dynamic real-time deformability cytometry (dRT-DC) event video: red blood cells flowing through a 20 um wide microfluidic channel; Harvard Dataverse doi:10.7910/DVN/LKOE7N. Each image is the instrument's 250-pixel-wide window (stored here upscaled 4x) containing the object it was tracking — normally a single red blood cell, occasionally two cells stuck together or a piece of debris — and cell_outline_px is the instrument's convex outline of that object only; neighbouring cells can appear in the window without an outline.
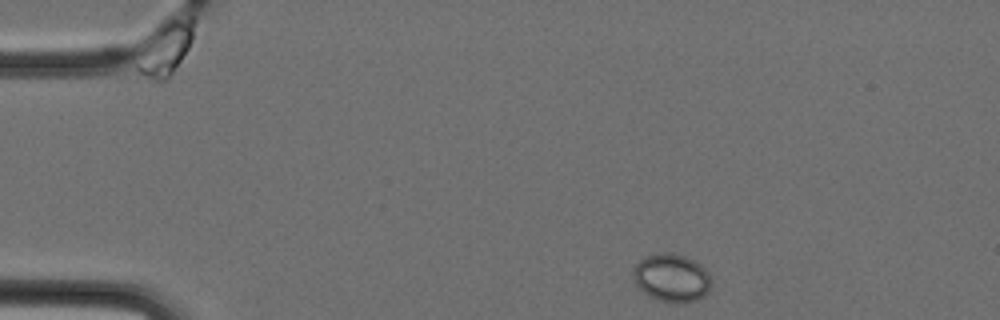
{"species": "Egyptian fruit bat (a non-hibernating species)", "species_latin": "Rousettus aegyptiacus", "temperature_condition": "cold", "stored_images_in_passage": 5, "segment_of_instrument_passage": [1, 2], "camera_frame_rate_fps": 3000, "um_per_image_px": 0.085, "animal": {"sex": "female"}, "frame": {"image": 1, "passage_image": 1, "time_ms": 0.0, "image_size_px": [1000, 320], "cell_outline_px": [[712, 284], [708, 292], [704, 296], [696, 300], [680, 304], [676, 304], [660, 300], [648, 296], [636, 284], [632, 272], [636, 264], [644, 256], [656, 252], [664, 252], [684, 256], [700, 264], [708, 272], [712, 280]], "centroid_in_image_um": [57.1, 23.62], "position_along_channel_um": 27.9, "area_um2": 22.08}}
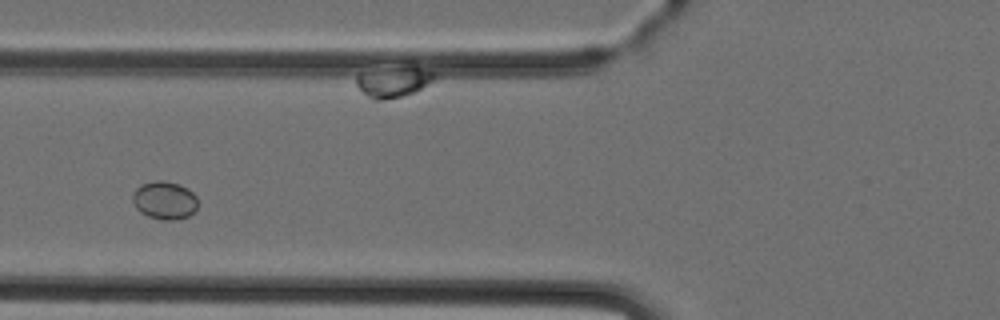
{"frame": {"image": 2, "passage_image": 4, "time_ms": 3.667, "image_size_px": [1000, 320], "cell_outline_px": [[196, 212], [188, 216], [176, 220], [164, 220], [148, 216], [140, 212], [136, 208], [132, 200], [132, 196], [136, 188], [140, 184], [156, 180], [160, 180], [180, 184], [188, 188], [196, 196]], "centroid_in_image_um": [13.98, 17.02], "position_along_channel_um": 111.8, "area_um2": 14.57}}